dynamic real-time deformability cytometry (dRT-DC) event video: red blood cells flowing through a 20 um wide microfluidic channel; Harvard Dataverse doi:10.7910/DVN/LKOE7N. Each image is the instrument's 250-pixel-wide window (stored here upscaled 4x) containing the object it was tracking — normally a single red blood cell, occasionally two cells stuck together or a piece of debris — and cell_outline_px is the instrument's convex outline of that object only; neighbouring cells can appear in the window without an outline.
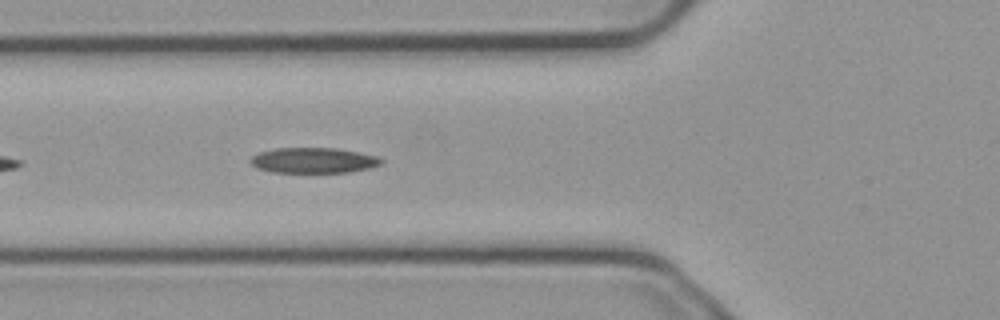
{"species": "common noctule bat (a hibernating species)", "species_latin": "Nyctalus noctula", "temperature_condition": "cold", "stored_images_in_passage": 13, "camera_frame_rate_fps": 3000, "um_per_image_px": 0.085, "animal": {"sex": "male", "body_mass_g": 23.1, "forearm_length_mm": 52.7}, "frame": {"image": 1, "passage_image": 6, "time_ms": 1.667, "image_size_px": [1000, 320], "cell_outline_px": [[384, 160], [380, 164], [368, 168], [348, 172], [272, 172], [256, 168], [248, 160], [252, 156], [260, 152], [276, 148], [336, 148], [376, 156]], "centroid_in_image_um": [26.6, 13.63], "position_along_channel_um": 99.2, "area_um2": 19.19}}